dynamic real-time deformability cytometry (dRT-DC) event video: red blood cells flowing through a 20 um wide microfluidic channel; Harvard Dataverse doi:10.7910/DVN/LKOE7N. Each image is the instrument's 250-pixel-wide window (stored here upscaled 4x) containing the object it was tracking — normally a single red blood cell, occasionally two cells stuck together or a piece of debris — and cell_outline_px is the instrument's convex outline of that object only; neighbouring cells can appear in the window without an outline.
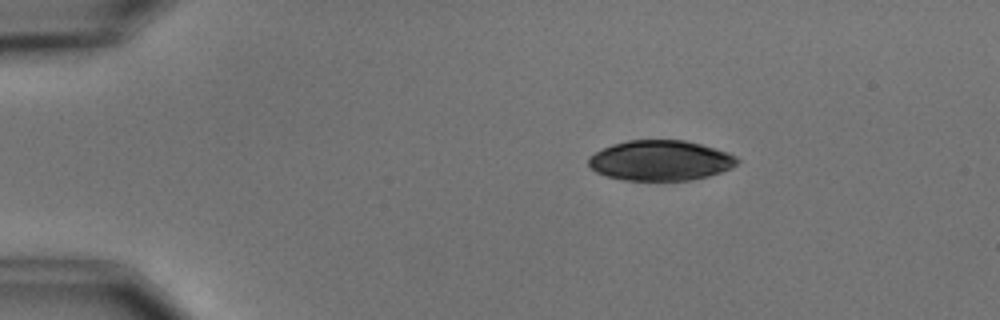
{"species": "common noctule bat (a hibernating species)", "species_latin": "Nyctalus noctula", "temperature_condition": "cold", "stored_images_in_passage": 7, "camera_frame_rate_fps": 3000, "um_per_image_px": 0.085, "animal": {"sex": "male", "body_mass_g": 15.6}, "frame": {"image": 1, "passage_image": 3, "time_ms": 2.333, "image_size_px": [1000, 320], "cell_outline_px": [[740, 160], [732, 168], [708, 176], [688, 180], [624, 180], [608, 176], [596, 172], [588, 164], [588, 156], [612, 144], [628, 140], [684, 140], [700, 144], [728, 152], [736, 156]], "centroid_in_image_um": [56.14, 13.64], "position_along_channel_um": 28.9, "area_um2": 34.74}}